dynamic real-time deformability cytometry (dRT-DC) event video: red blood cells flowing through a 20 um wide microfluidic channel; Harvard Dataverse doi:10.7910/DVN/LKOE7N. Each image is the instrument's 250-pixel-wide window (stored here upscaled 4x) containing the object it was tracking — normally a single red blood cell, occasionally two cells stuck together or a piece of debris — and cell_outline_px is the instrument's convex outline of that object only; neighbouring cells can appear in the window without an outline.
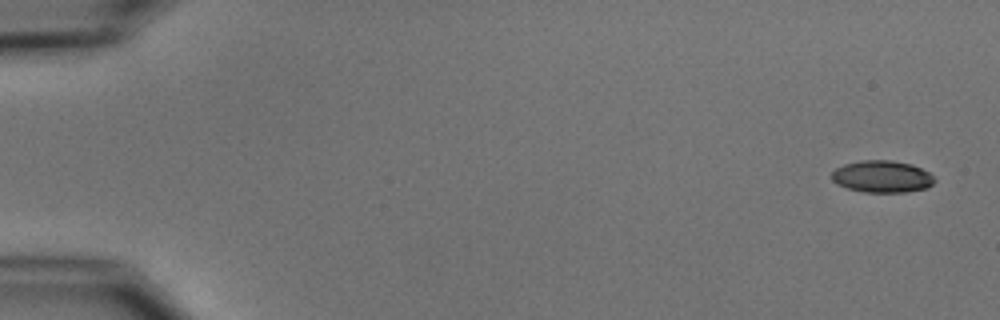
{"species": "common noctule bat (a hibernating species)", "species_latin": "Nyctalus noctula", "temperature_condition": "cold", "stored_images_in_passage": 4, "camera_frame_rate_fps": 3000, "um_per_image_px": 0.085, "animal": {"sex": "male", "body_mass_g": 15.6}, "frame": {"image": 1, "passage_image": 1, "time_ms": 0.0, "image_size_px": [1000, 320], "cell_outline_px": [[936, 180], [928, 188], [904, 192], [864, 192], [848, 188], [836, 184], [832, 180], [832, 172], [836, 168], [844, 164], [860, 160], [892, 160], [912, 164], [928, 172]], "centroid_in_image_um": [74.97, 15.0], "position_along_channel_um": 10.0, "area_um2": 19.19}}